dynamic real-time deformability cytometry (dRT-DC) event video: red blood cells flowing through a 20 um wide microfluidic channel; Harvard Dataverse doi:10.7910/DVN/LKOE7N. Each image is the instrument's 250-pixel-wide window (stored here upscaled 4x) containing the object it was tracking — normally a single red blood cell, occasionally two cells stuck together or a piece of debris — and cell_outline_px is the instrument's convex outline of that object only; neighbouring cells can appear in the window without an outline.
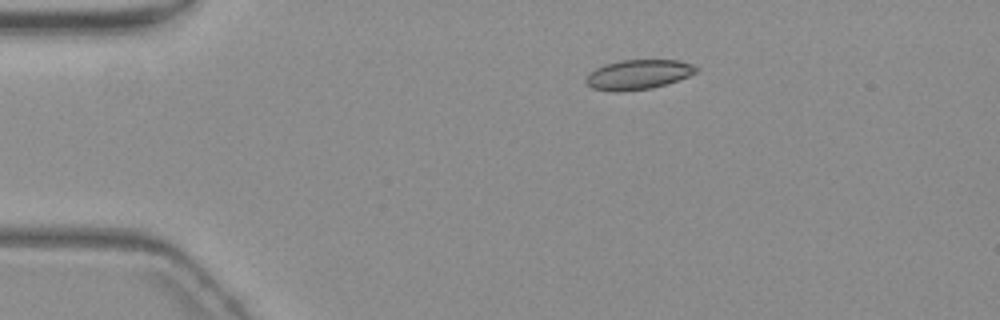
{"species": "common noctule bat (a hibernating species)", "species_latin": "Nyctalus noctula", "temperature_condition": "warm", "stored_images_in_passage": 46, "camera_frame_rate_fps": 3000, "um_per_image_px": 0.085, "animal": {"sex": "female", "body_mass_g": 19.3, "forearm_length_mm": 54.1}, "frame": {"image": 1, "passage_image": 1, "time_ms": 0.0, "image_size_px": [1000, 320], "cell_outline_px": [[700, 68], [696, 72], [688, 76], [652, 88], [616, 92], [592, 88], [584, 80], [596, 68], [604, 64], [620, 60], [680, 60], [692, 64]], "centroid_in_image_um": [54.26, 6.32], "position_along_channel_um": 30.7, "area_um2": 18.9}}
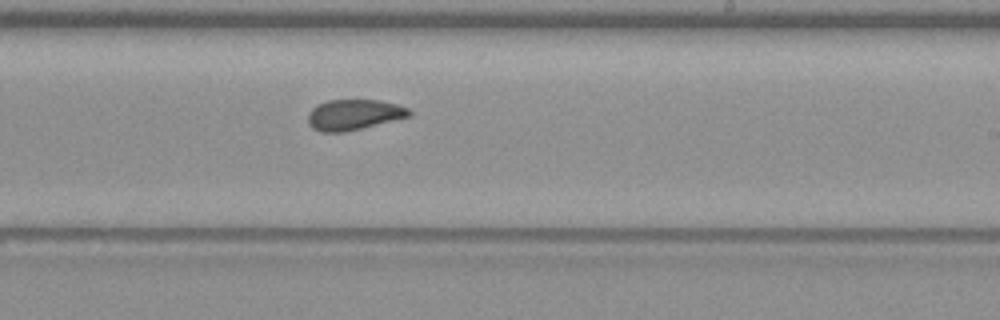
{"frame": {"image": 2, "passage_image": 24, "time_ms": 7.667, "image_size_px": [1000, 320], "cell_outline_px": [[412, 112], [408, 116], [344, 132], [320, 132], [312, 128], [308, 124], [308, 112], [316, 104], [328, 100], [380, 100], [396, 104], [408, 108]], "centroid_in_image_um": [30.0, 9.74], "position_along_channel_um": 259.0, "area_um2": 17.86}}
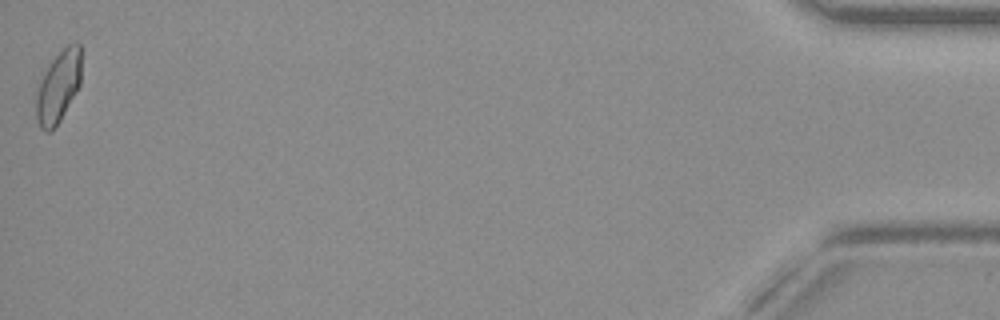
{"frame": {"image": 3, "passage_image": 46, "time_ms": 15.0, "image_size_px": [1000, 320], "cell_outline_px": [[80, 84], [76, 92], [60, 120], [48, 132], [44, 132], [40, 128], [36, 120], [36, 92], [40, 80], [52, 60], [68, 44], [80, 44]], "centroid_in_image_um": [4.93, 7.4], "position_along_channel_um": 430.3, "area_um2": 18.5}, "authors_computed_cell_mechanics": {"area_um2": 18.496, "velocity_mm_per_s": 3.7103, "shape_relaxation_time_tau1_ms": 7.3839, "shape_relaxation_time_tau2_ms": 1.3954, "deformation_change_tau1": 0.1793, "deformation_change_tau2": 0.0757}}